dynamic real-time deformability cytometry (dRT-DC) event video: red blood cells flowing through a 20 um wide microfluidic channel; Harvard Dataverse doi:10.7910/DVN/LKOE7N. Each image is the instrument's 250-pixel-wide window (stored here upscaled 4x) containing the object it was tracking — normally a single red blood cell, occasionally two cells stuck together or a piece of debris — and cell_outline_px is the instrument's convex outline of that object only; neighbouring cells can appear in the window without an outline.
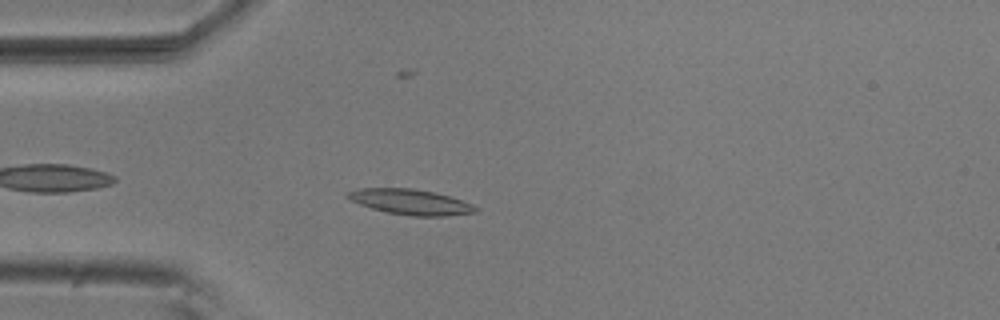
{"species": "common noctule bat (a hibernating species)", "species_latin": "Nyctalus noctula", "temperature_condition": "room temperature", "stored_images_in_passage": 6, "camera_frame_rate_fps": 3000, "um_per_image_px": 0.085, "animal": {"sex": "male", "body_mass_g": 20.5, "forearm_length_mm": 52.5}, "frame": {"image": 1, "passage_image": 4, "time_ms": 1.0, "image_size_px": [1000, 320], "cell_outline_px": [[480, 208], [476, 212], [444, 216], [412, 216], [388, 212], [372, 208], [360, 204], [344, 196], [348, 192], [356, 188], [412, 188], [436, 192], [472, 204]], "centroid_in_image_um": [34.9, 17.15], "position_along_channel_um": 50.1, "area_um2": 18.84}}
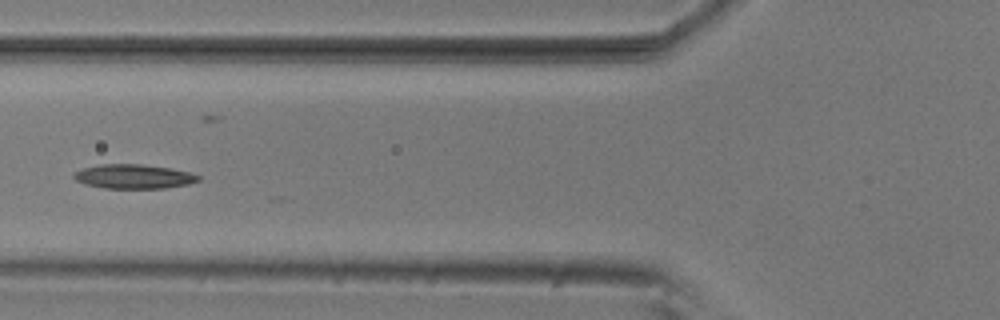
{"frame": {"image": 2, "passage_image": 6, "time_ms": 1.667, "image_size_px": [1000, 320], "cell_outline_px": [[200, 180], [188, 184], [164, 188], [104, 188], [84, 184], [76, 180], [72, 176], [72, 172], [84, 168], [100, 164], [140, 164], [168, 168], [188, 172], [200, 176]], "centroid_in_image_um": [11.31, 15.0], "position_along_channel_um": 114.5, "area_um2": 17.51}}